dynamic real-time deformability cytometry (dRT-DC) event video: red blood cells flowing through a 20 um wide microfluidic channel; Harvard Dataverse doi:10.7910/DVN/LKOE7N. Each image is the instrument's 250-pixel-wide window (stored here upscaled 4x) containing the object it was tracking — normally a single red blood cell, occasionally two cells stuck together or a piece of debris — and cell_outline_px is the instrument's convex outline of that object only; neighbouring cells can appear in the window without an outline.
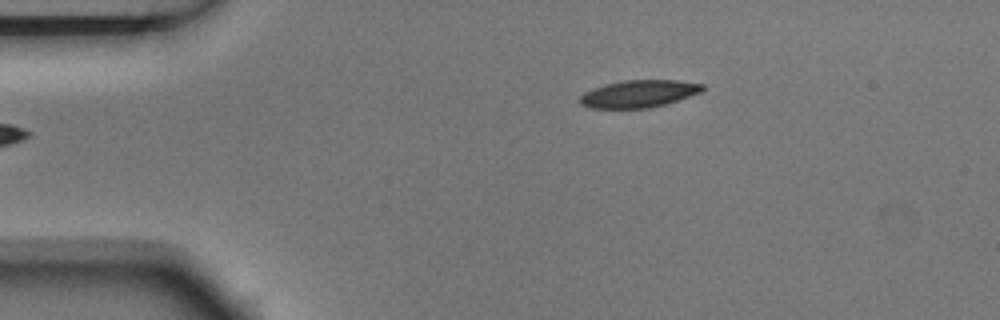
{"species": "Egyptian fruit bat (a non-hibernating species)", "species_latin": "Rousettus aegyptiacus", "temperature_condition": "room temperature", "stored_images_in_passage": 4, "camera_frame_rate_fps": 3000, "um_per_image_px": 0.085, "animal": {"sex": "male"}, "frame": {"image": 1, "passage_image": 4, "time_ms": 1.0, "image_size_px": [1000, 320], "cell_outline_px": [[704, 88], [700, 92], [664, 104], [648, 108], [592, 108], [580, 104], [580, 96], [584, 92], [592, 88], [604, 84], [624, 80], [676, 80], [704, 84]], "centroid_in_image_um": [54.25, 7.96], "position_along_channel_um": 30.7, "area_um2": 19.36}}